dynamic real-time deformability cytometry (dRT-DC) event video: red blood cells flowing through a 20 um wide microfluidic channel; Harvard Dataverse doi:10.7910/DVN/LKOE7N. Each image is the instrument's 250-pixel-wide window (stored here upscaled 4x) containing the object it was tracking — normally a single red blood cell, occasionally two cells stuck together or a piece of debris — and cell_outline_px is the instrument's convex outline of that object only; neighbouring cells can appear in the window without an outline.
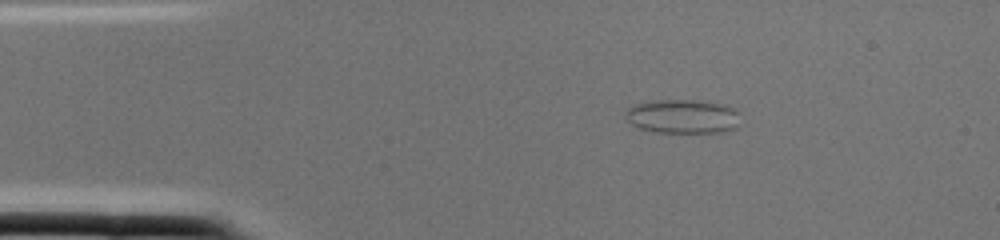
{"species": "common noctule bat (a hibernating species)", "species_latin": "Nyctalus noctula", "temperature_condition": "cold", "stored_images_in_passage": 1, "camera_frame_rate_fps": 3000, "um_per_image_px": 0.085, "animal": {"sex": "female", "body_mass_g": 22.0, "forearm_length_mm": 56.7}, "frame": {"image": 1, "passage_image": 1, "time_ms": 0.0, "image_size_px": [1000, 240], "cell_outline_px": [[736, 128], [720, 132], [656, 132], [640, 128], [632, 124], [624, 116], [624, 112], [632, 104], [644, 100], [696, 100], [724, 104], [736, 108]], "centroid_in_image_um": [57.95, 9.87], "position_along_channel_um": 27.1, "area_um2": 22.83}}